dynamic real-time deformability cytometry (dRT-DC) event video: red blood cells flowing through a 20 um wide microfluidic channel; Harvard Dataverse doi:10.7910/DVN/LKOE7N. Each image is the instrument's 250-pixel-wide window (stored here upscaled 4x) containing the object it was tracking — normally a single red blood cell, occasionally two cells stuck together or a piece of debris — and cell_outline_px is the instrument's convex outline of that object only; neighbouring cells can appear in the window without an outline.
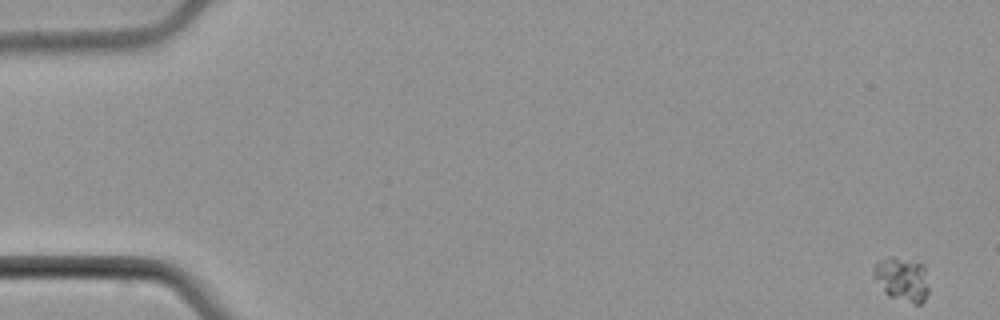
{"species": "common noctule bat (a hibernating species)", "species_latin": "Nyctalus noctula", "temperature_condition": "cold", "stored_images_in_passage": 58, "camera_frame_rate_fps": 3000, "um_per_image_px": 0.085, "animal": {"sex": "male", "body_mass_g": 21.5, "forearm_length_mm": 52.0}, "frame": {"image": 1, "passage_image": 1, "time_ms": 0.0, "image_size_px": [1000, 320], "cell_outline_px": [[928, 292], [924, 300], [920, 304], [912, 304], [888, 296], [884, 292], [872, 276], [872, 268], [880, 260], [892, 256], [924, 264], [928, 288]], "centroid_in_image_um": [76.65, 23.74], "position_along_channel_um": 8.3, "area_um2": 14.28}}
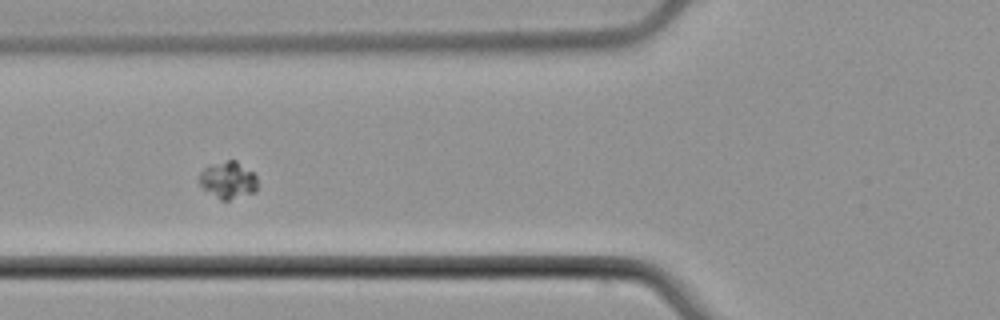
{"frame": {"image": 2, "passage_image": 23, "time_ms": 7.333, "image_size_px": [1000, 320], "cell_outline_px": [[256, 192], [228, 200], [220, 200], [204, 188], [200, 184], [200, 172], [208, 164], [228, 160], [236, 160], [252, 172], [256, 176]], "centroid_in_image_um": [19.38, 15.29], "position_along_channel_um": 106.4, "area_um2": 12.43}}
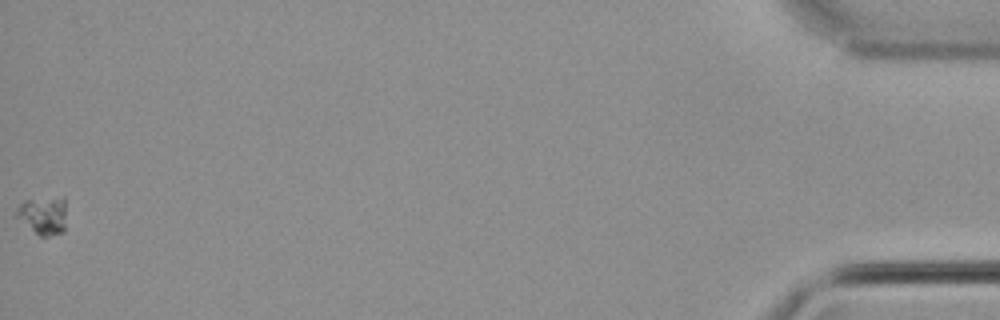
{"frame": {"image": 3, "passage_image": 58, "time_ms": 19.0, "image_size_px": [1000, 320], "cell_outline_px": [[64, 232], [48, 236], [40, 236], [16, 216], [16, 208], [24, 200], [64, 196]], "centroid_in_image_um": [3.67, 18.29], "position_along_channel_um": 431.5, "area_um2": 10.87}}